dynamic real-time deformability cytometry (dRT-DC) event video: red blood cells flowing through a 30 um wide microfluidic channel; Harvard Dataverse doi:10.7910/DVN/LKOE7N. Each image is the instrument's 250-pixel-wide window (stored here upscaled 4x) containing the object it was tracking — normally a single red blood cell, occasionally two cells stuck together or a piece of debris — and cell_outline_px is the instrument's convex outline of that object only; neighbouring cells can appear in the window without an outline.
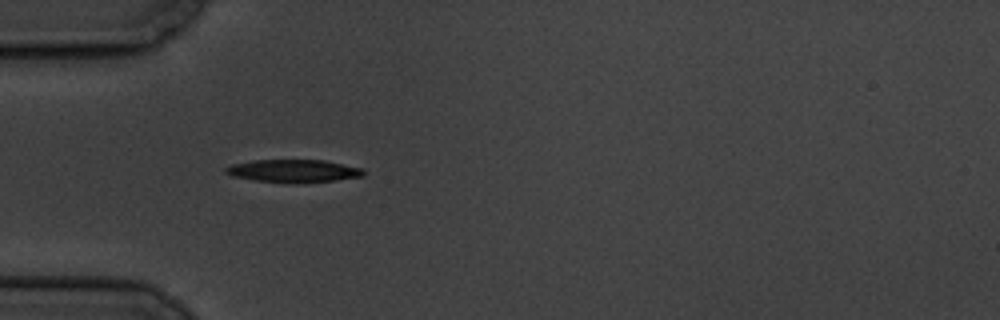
{"species": "common noctule bat (a hibernating species)", "species_latin": "Nyctalus noctula", "temperature_condition": "cold", "stored_images_in_passage": 7, "camera_frame_rate_fps": 3000, "um_per_image_px": 0.085, "animal": {"sex": "male", "body_mass_g": 19.5, "forearm_length_mm": 54.6}, "frame": {"image": 1, "passage_image": 4, "time_ms": 4.333, "image_size_px": [1000, 320], "cell_outline_px": [[364, 176], [336, 180], [296, 184], [292, 184], [252, 180], [232, 176], [224, 172], [224, 168], [232, 164], [252, 160], [324, 160], [364, 168]], "centroid_in_image_um": [24.94, 14.54], "position_along_channel_um": 60.1, "area_um2": 18.67}}
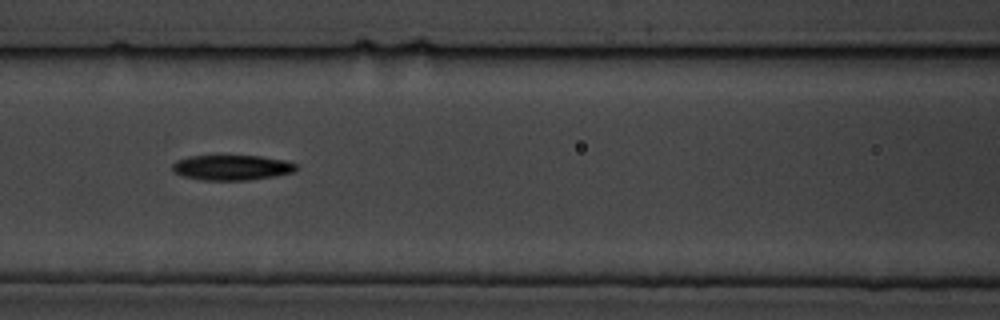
{"frame": {"image": 2, "passage_image": 6, "time_ms": 7.0, "image_size_px": [1000, 320], "cell_outline_px": [[300, 168], [296, 172], [276, 176], [248, 180], [200, 180], [184, 176], [176, 172], [172, 168], [172, 164], [176, 160], [188, 156], [260, 156], [284, 160], [296, 164]], "centroid_in_image_um": [19.75, 14.24], "position_along_channel_um": 146.8, "area_um2": 18.26}}
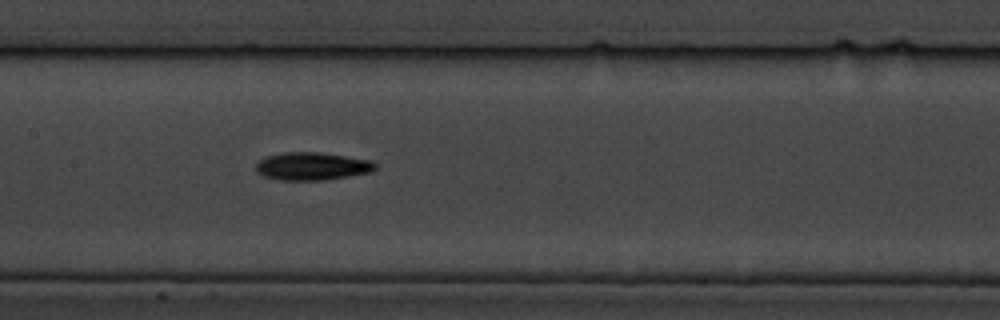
{"frame": {"image": 3, "passage_image": 7, "time_ms": 8.0, "image_size_px": [1000, 320], "cell_outline_px": [[376, 168], [372, 172], [324, 180], [276, 180], [264, 176], [256, 172], [256, 164], [264, 156], [284, 152], [320, 152], [372, 160], [376, 164]], "centroid_in_image_um": [26.51, 14.13], "position_along_channel_um": 180.9, "area_um2": 19.54}}